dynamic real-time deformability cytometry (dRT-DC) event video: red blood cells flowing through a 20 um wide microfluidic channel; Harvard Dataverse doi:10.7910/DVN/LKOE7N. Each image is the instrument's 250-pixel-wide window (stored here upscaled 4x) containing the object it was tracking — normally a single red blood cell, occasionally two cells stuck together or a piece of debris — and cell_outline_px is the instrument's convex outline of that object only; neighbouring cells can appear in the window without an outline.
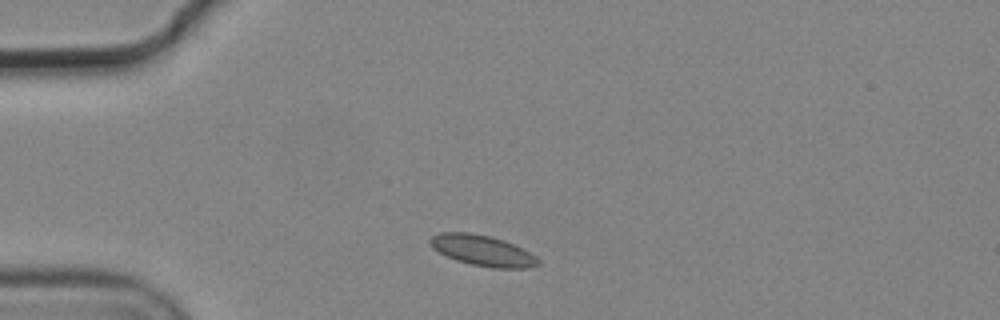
{"species": "common noctule bat (a hibernating species)", "species_latin": "Nyctalus noctula", "temperature_condition": "cold", "stored_images_in_passage": 10, "camera_frame_rate_fps": 3000, "um_per_image_px": 0.085, "animal": {"sex": "male", "body_mass_g": 19.2, "forearm_length_mm": 51.8}, "frame": {"image": 1, "passage_image": 1, "time_ms": 0.0, "image_size_px": [1000, 320], "cell_outline_px": [[540, 264], [528, 268], [492, 268], [472, 264], [456, 260], [432, 248], [428, 240], [432, 236], [440, 232], [468, 232], [488, 236], [504, 240], [536, 256], [540, 260]], "centroid_in_image_um": [41.0, 21.3], "position_along_channel_um": 44.0, "area_um2": 19.13}}
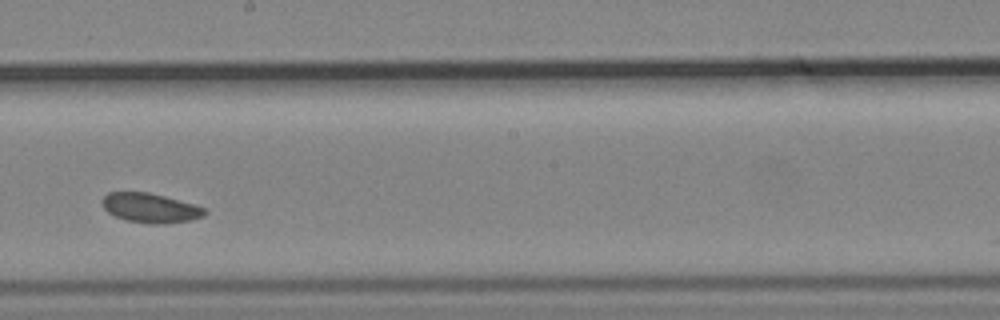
{"frame": {"image": 2, "passage_image": 6, "time_ms": 1.667, "image_size_px": [1000, 320], "cell_outline_px": [[208, 212], [204, 216], [188, 220], [156, 224], [148, 224], [124, 220], [108, 212], [104, 208], [104, 196], [108, 192], [148, 192], [164, 196], [208, 208]], "centroid_in_image_um": [12.81, 17.67], "position_along_channel_um": 235.4, "area_um2": 17.46}}
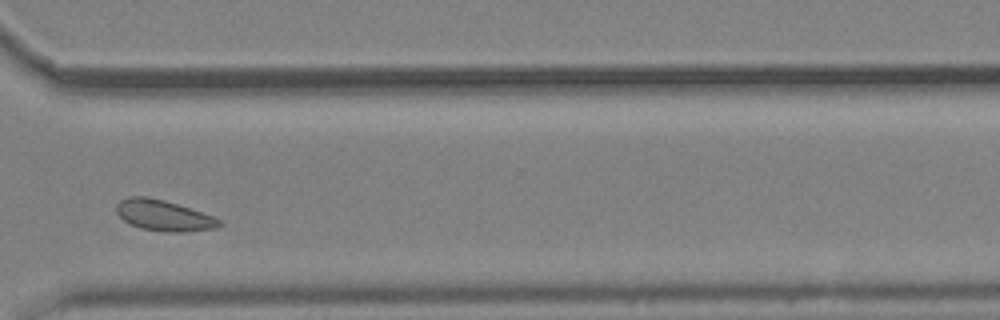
{"frame": {"image": 3, "passage_image": 9, "time_ms": 2.667, "image_size_px": [1000, 320], "cell_outline_px": [[220, 224], [216, 228], [184, 232], [168, 232], [140, 228], [124, 220], [116, 212], [116, 204], [120, 200], [128, 196], [144, 196], [164, 200], [212, 216], [220, 220]], "centroid_in_image_um": [13.86, 18.31], "position_along_channel_um": 356.7, "area_um2": 18.15}}